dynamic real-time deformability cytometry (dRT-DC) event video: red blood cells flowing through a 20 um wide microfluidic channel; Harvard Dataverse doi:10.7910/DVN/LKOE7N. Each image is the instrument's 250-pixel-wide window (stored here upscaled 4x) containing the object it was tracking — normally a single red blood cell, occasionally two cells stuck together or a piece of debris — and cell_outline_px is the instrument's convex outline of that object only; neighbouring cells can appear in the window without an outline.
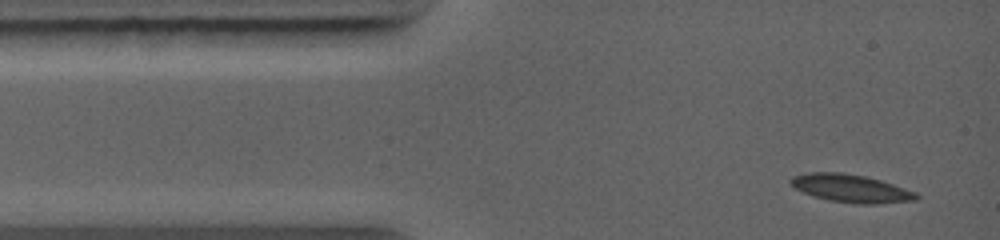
{"species": "common noctule bat (a hibernating species)", "species_latin": "Nyctalus noctula", "temperature_condition": "warm", "stored_images_in_passage": 3, "camera_frame_rate_fps": 5000, "um_per_image_px": 0.085, "animal": {"sex": "female", "body_mass_g": 19.0, "forearm_length_mm": 56.7}, "frame": {"image": 1, "passage_image": 1, "time_ms": 0.0, "image_size_px": [1000, 240], "cell_outline_px": [[920, 196], [916, 200], [876, 204], [860, 204], [828, 200], [804, 192], [796, 188], [788, 180], [792, 176], [808, 172], [840, 172], [864, 176], [880, 180], [916, 192]], "centroid_in_image_um": [72.33, 16.01], "position_along_channel_um": 12.7, "area_um2": 20.23}}